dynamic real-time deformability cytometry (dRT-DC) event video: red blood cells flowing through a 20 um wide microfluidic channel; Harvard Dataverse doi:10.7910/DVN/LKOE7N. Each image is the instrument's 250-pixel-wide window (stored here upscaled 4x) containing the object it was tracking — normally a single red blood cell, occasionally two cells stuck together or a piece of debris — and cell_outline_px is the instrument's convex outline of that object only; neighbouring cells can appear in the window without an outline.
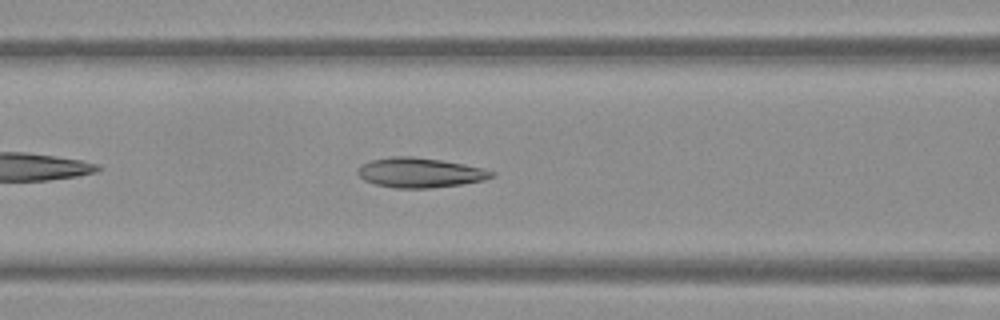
{"species": "Egyptian fruit bat (a non-hibernating species)", "species_latin": "Rousettus aegyptiacus", "temperature_condition": "warm", "stored_images_in_passage": 40, "camera_frame_rate_fps": 3000, "um_per_image_px": 0.085, "frame": {"image": 1, "passage_image": 9, "time_ms": 2.667, "image_size_px": [1000, 320], "cell_outline_px": [[496, 176], [484, 180], [460, 184], [428, 188], [396, 188], [376, 184], [364, 180], [356, 172], [356, 168], [360, 164], [372, 160], [396, 156], [412, 156], [440, 160], [464, 164], [484, 168], [496, 172]], "centroid_in_image_um": [35.7, 14.67], "position_along_channel_um": 130.9, "area_um2": 23.24}}
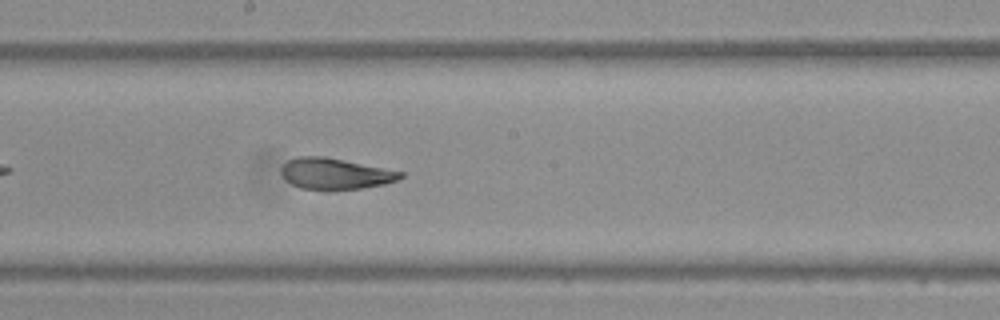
{"frame": {"image": 2, "passage_image": 16, "time_ms": 5.0, "image_size_px": [1000, 320], "cell_outline_px": [[404, 176], [396, 180], [384, 184], [360, 188], [328, 192], [300, 188], [292, 184], [280, 172], [280, 168], [288, 160], [296, 156], [324, 156], [404, 172]], "centroid_in_image_um": [28.46, 14.79], "position_along_channel_um": 219.7, "area_um2": 21.91}}
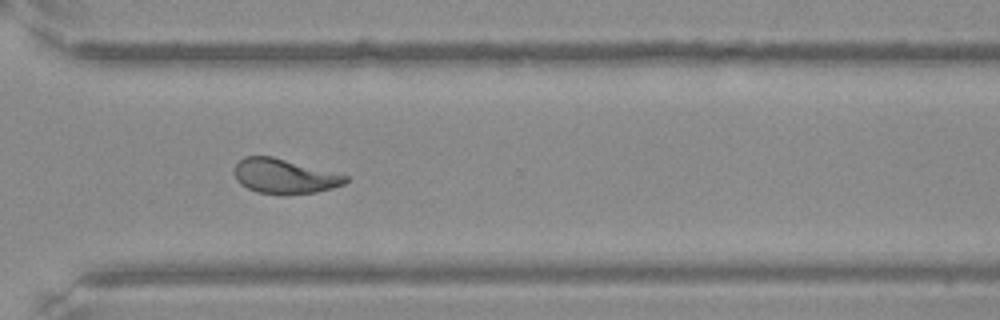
{"frame": {"image": 3, "passage_image": 26, "time_ms": 8.333, "image_size_px": [1000, 320], "cell_outline_px": [[348, 180], [344, 184], [332, 188], [316, 192], [256, 192], [240, 184], [236, 180], [232, 172], [236, 164], [244, 156], [272, 156], [348, 176]], "centroid_in_image_um": [24.12, 14.94], "position_along_channel_um": 346.5, "area_um2": 21.85}, "authors_computed_cell_mechanics": {"area_um2": 22.9177, "velocity_mm_per_s": 3.8043, "shape_relaxation_time_tau1_ms": 4.5359, "shape_relaxation_time_tau2_ms": 1.4351, "deformation_change_tau1": 0.1586, "deformation_change_tau2": 0.0758}}